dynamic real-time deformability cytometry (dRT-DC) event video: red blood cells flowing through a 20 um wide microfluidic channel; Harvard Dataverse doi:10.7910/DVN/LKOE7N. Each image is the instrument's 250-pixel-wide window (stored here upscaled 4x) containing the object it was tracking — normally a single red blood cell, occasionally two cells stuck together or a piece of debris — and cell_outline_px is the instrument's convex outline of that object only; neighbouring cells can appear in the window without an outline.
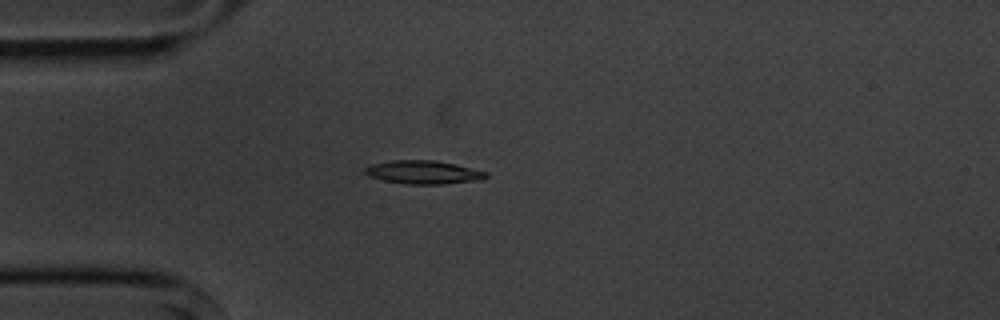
{"species": "common noctule bat (a hibernating species)", "species_latin": "Nyctalus noctula", "temperature_condition": "cold", "stored_images_in_passage": 5, "camera_frame_rate_fps": 3000, "um_per_image_px": 0.085, "animal": {"sex": "male", "body_mass_g": 20.1, "forearm_length_mm": 53.5}, "frame": {"image": 1, "passage_image": 4, "time_ms": 3.667, "image_size_px": [1000, 320], "cell_outline_px": [[488, 176], [480, 180], [444, 184], [408, 184], [384, 180], [368, 176], [364, 172], [364, 168], [372, 164], [392, 160], [436, 160], [456, 164], [488, 172]], "centroid_in_image_um": [36.0, 14.64], "position_along_channel_um": 49.0, "area_um2": 16.53}}